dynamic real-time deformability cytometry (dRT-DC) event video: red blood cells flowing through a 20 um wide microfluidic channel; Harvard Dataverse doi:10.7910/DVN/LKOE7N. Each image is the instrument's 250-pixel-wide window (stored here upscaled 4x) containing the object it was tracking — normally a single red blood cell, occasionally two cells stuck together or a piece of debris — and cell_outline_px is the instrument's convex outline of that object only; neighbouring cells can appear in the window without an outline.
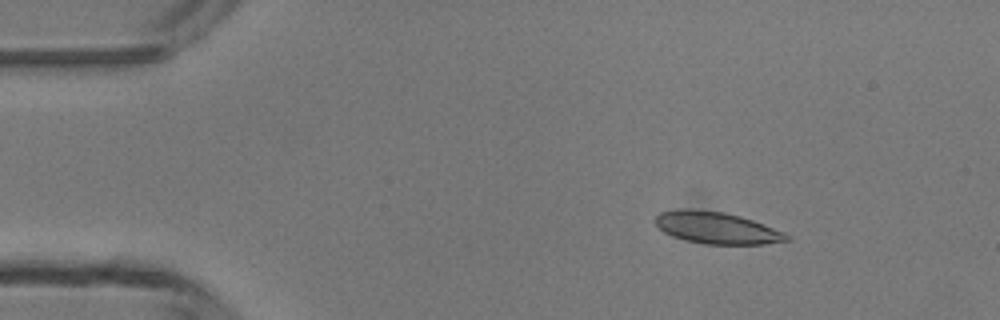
{"species": "common noctule bat (a hibernating species)", "species_latin": "Nyctalus noctula", "temperature_condition": "room temperature", "stored_images_in_passage": 3, "camera_frame_rate_fps": 3000, "um_per_image_px": 0.085, "animal": {"sex": "male", "body_mass_g": 13.3}, "frame": {"image": 1, "passage_image": 1, "time_ms": 0.0, "image_size_px": [1000, 320], "cell_outline_px": [[792, 240], [764, 244], [704, 244], [672, 236], [664, 232], [652, 220], [660, 212], [688, 208], [692, 208], [724, 212], [740, 216], [752, 220], [784, 232]], "centroid_in_image_um": [60.9, 19.36], "position_along_channel_um": 24.1, "area_um2": 24.28}}
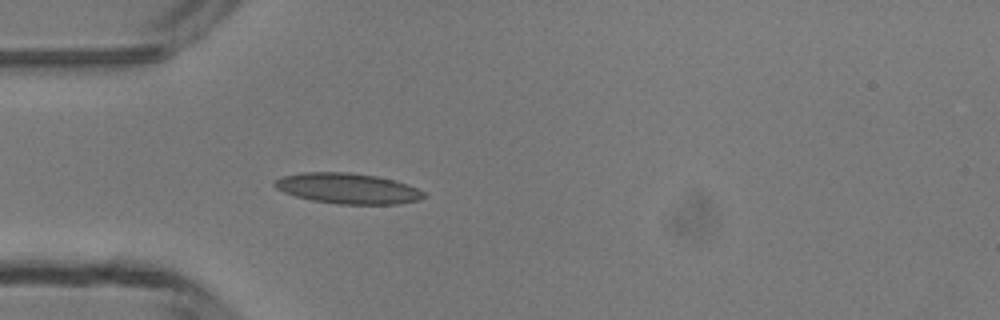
{"frame": {"image": 2, "passage_image": 3, "time_ms": 2.333, "image_size_px": [1000, 320], "cell_outline_px": [[428, 196], [420, 200], [396, 204], [340, 204], [312, 200], [296, 196], [284, 192], [276, 188], [272, 184], [276, 180], [284, 176], [304, 172], [348, 172], [376, 176], [408, 184], [424, 192]], "centroid_in_image_um": [29.58, 16.02], "position_along_channel_um": 55.4, "area_um2": 26.41}}